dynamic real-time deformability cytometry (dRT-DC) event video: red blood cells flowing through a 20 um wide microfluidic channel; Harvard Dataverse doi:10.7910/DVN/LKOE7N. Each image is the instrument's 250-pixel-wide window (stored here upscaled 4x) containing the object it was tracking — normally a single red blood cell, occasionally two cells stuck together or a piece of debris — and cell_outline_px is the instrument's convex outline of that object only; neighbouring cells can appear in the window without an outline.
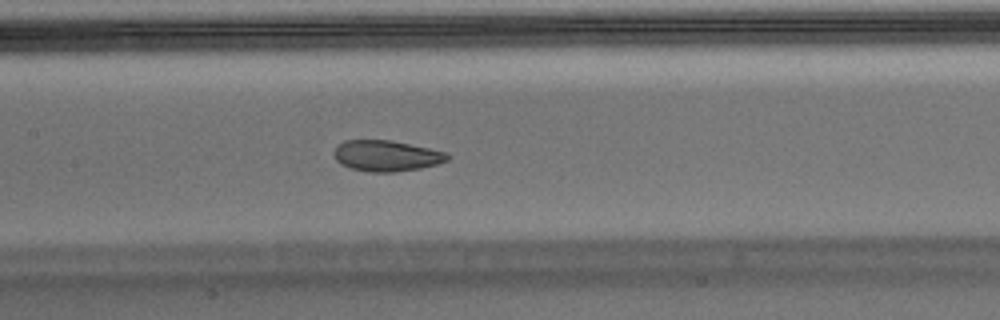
{"species": "Egyptian fruit bat (a non-hibernating species)", "species_latin": "Rousettus aegyptiacus", "temperature_condition": "warm", "stored_images_in_passage": 40, "segment_of_instrument_passage": [1, 2], "camera_frame_rate_fps": 3000, "um_per_image_px": 0.085, "animal": {"sex": "male"}, "frame": {"image": 1, "passage_image": 12, "time_ms": 3.667, "image_size_px": [1000, 320], "cell_outline_px": [[452, 156], [448, 160], [436, 164], [420, 168], [396, 172], [368, 172], [348, 168], [340, 164], [336, 160], [332, 152], [336, 144], [344, 140], [392, 140], [448, 152]], "centroid_in_image_um": [32.81, 13.24], "position_along_channel_um": 174.6, "area_um2": 20.87}}